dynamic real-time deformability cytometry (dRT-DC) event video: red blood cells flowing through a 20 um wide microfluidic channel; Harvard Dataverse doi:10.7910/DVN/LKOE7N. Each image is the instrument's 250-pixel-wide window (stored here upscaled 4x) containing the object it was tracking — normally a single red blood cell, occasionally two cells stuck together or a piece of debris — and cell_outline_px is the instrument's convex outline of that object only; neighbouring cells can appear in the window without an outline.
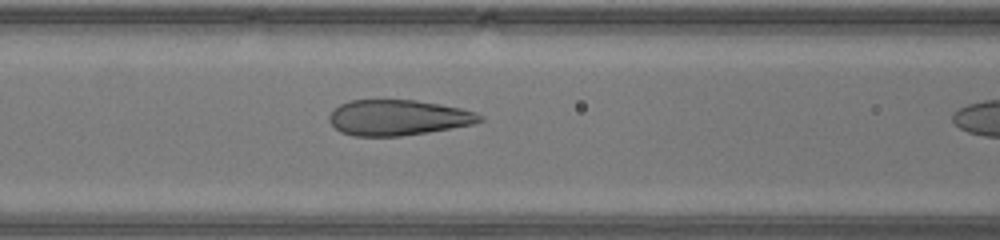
{"species": "human", "species_latin": "Homo sapiens", "temperature_condition": "warm", "stored_images_in_passage": 11, "camera_frame_rate_fps": 3000, "um_per_image_px": 0.085, "donor": {"sex": "male"}, "frame": {"image": 1, "passage_image": 10, "time_ms": 3.0, "image_size_px": [1000, 240], "cell_outline_px": [[484, 120], [472, 124], [428, 132], [400, 136], [352, 136], [340, 132], [328, 120], [328, 116], [340, 104], [352, 100], [416, 100], [440, 104], [460, 108], [476, 112], [484, 116]], "centroid_in_image_um": [33.84, 10.0], "position_along_channel_um": 132.8, "area_um2": 31.15}}